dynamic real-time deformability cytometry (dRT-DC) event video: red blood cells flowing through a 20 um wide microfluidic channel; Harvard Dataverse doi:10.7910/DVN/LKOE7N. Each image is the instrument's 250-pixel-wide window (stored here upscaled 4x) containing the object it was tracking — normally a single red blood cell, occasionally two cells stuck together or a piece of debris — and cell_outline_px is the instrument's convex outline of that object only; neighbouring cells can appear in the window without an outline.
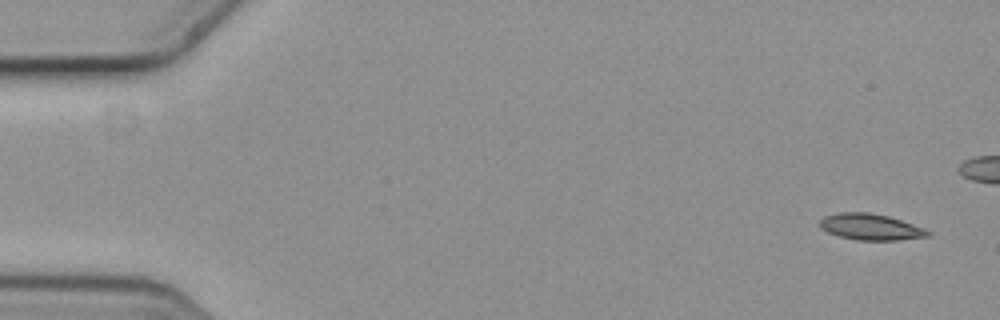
{"species": "common noctule bat (a hibernating species)", "species_latin": "Nyctalus noctula", "temperature_condition": "cold", "stored_images_in_passage": 5, "camera_frame_rate_fps": 3000, "um_per_image_px": 0.085, "animal": {"sex": "female", "body_mass_g": 19.3, "forearm_length_mm": 54.1}, "frame": {"image": 1, "passage_image": 1, "time_ms": 0.0, "image_size_px": [1000, 320], "cell_outline_px": [[932, 236], [896, 240], [856, 240], [840, 236], [828, 232], [820, 228], [820, 220], [824, 216], [840, 212], [868, 212], [888, 216], [924, 228], [932, 232]], "centroid_in_image_um": [74.01, 19.29], "position_along_channel_um": 11.0, "area_um2": 16.47}}